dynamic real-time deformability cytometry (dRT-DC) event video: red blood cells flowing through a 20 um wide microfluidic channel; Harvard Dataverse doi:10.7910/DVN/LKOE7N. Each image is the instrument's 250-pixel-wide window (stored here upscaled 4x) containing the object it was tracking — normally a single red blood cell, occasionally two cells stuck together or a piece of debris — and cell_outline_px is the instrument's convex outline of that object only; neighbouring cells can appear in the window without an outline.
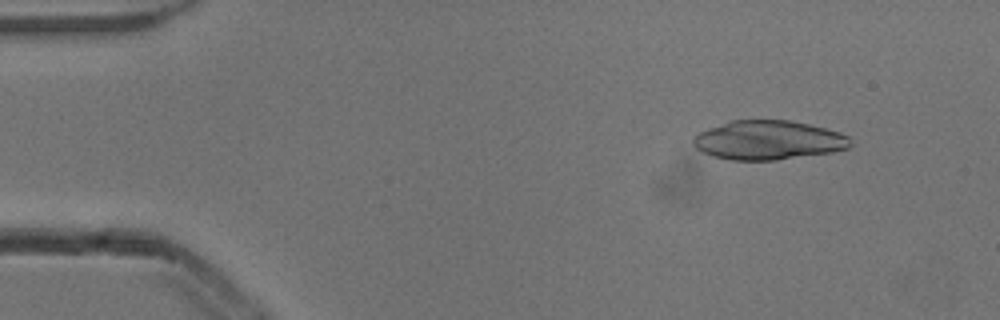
{"species": "common noctule bat (a hibernating species)", "species_latin": "Nyctalus noctula", "temperature_condition": "cold", "stored_images_in_passage": 3, "camera_frame_rate_fps": 3000, "um_per_image_px": 0.085, "animal": {"sex": "male", "body_mass_g": 13.3}, "frame": {"image": 1, "passage_image": 1, "time_ms": 0.0, "image_size_px": [1000, 320], "cell_outline_px": [[852, 144], [848, 148], [832, 152], [776, 160], [728, 160], [712, 156], [696, 148], [692, 144], [692, 140], [700, 132], [708, 128], [732, 120], [788, 120], [808, 124], [840, 132], [848, 136]], "centroid_in_image_um": [65.3, 11.92], "position_along_channel_um": 19.7, "area_um2": 35.78}}